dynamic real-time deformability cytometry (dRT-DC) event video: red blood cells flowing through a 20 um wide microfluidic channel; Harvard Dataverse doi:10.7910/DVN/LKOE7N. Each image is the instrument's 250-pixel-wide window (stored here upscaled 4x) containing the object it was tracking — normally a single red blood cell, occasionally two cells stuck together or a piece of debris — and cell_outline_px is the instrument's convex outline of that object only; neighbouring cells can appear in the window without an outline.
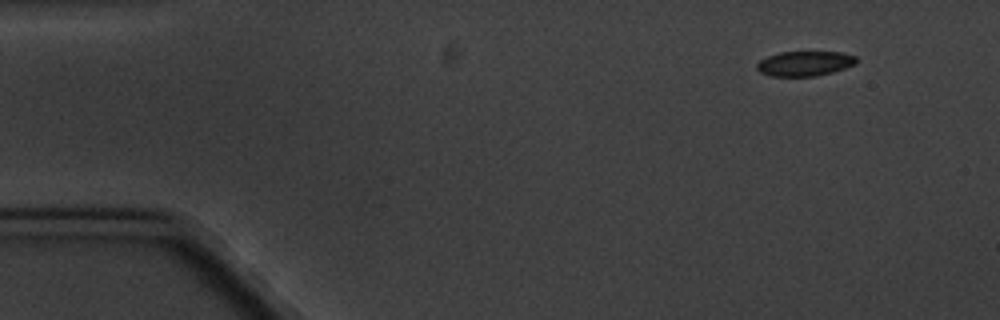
{"species": "common noctule bat (a hibernating species)", "species_latin": "Nyctalus noctula", "temperature_condition": "cold", "stored_images_in_passage": 7, "camera_frame_rate_fps": 3000, "um_per_image_px": 0.085, "animal": {"sex": "male", "body_mass_g": 20.1, "forearm_length_mm": 53.5}, "frame": {"image": 1, "passage_image": 1, "time_ms": 0.0, "image_size_px": [1000, 320], "cell_outline_px": [[856, 64], [832, 72], [816, 76], [772, 76], [760, 72], [756, 68], [756, 64], [760, 60], [768, 56], [780, 52], [840, 52], [856, 56]], "centroid_in_image_um": [68.39, 5.4], "position_along_channel_um": 16.6, "area_um2": 14.33}}
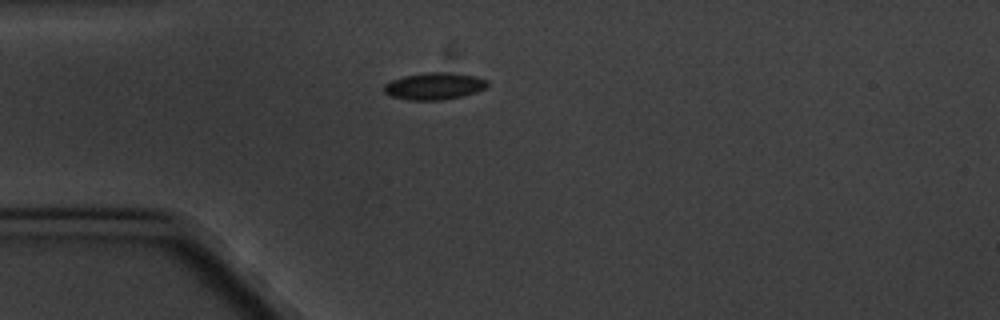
{"frame": {"image": 2, "passage_image": 3, "time_ms": 3.333, "image_size_px": [1000, 320], "cell_outline_px": [[488, 84], [484, 88], [476, 92], [460, 96], [440, 100], [408, 100], [392, 96], [384, 92], [384, 84], [392, 80], [404, 76], [428, 72], [452, 72], [476, 76], [488, 80]], "centroid_in_image_um": [36.92, 7.31], "position_along_channel_um": 48.1, "area_um2": 16.18}}